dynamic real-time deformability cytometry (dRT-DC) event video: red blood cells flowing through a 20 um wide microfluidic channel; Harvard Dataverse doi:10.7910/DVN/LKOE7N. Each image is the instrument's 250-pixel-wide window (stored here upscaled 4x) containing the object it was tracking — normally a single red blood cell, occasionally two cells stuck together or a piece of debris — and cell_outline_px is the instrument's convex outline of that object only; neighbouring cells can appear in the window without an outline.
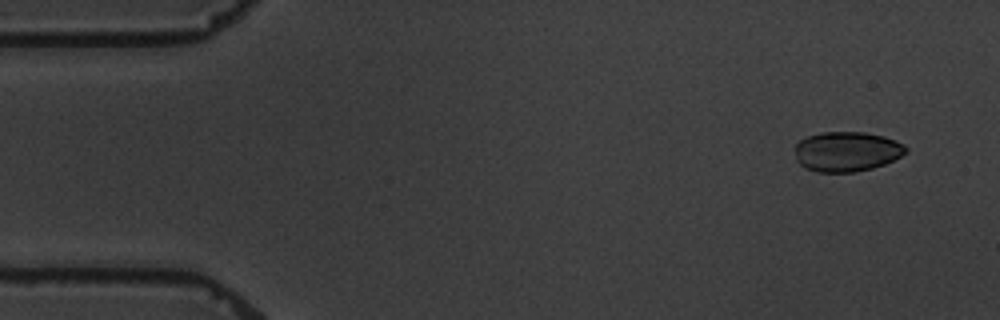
{"species": "common noctule bat (a hibernating species)", "species_latin": "Nyctalus noctula", "temperature_condition": "warm", "stored_images_in_passage": 10, "camera_frame_rate_fps": 3000, "um_per_image_px": 0.085, "animal": {"sex": "male", "body_mass_g": 19.5, "forearm_length_mm": 54.6}, "frame": {"image": 1, "passage_image": 1, "time_ms": 0.0, "image_size_px": [1000, 320], "cell_outline_px": [[908, 152], [884, 164], [872, 168], [856, 172], [816, 172], [804, 168], [796, 160], [796, 144], [800, 140], [808, 136], [824, 132], [864, 132], [884, 136], [896, 140], [904, 144], [908, 148]], "centroid_in_image_um": [71.99, 12.88], "position_along_channel_um": 13.0, "area_um2": 25.89}}
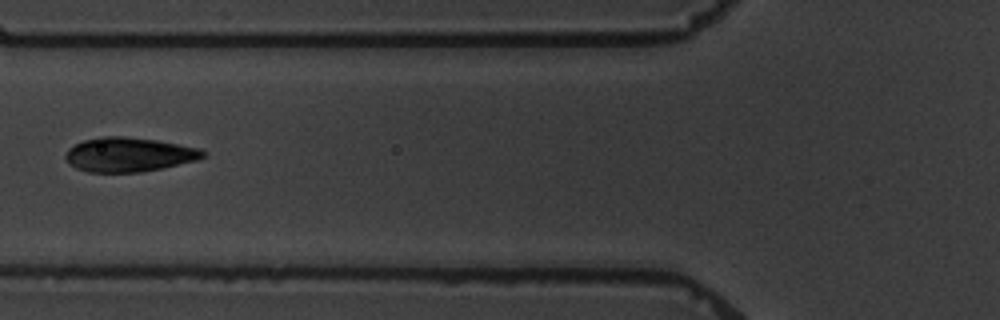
{"frame": {"image": 2, "passage_image": 6, "time_ms": 6.0, "image_size_px": [1000, 320], "cell_outline_px": [[208, 156], [196, 160], [160, 168], [140, 172], [88, 172], [76, 168], [68, 164], [64, 160], [64, 156], [68, 148], [84, 140], [100, 136], [124, 136], [156, 140], [200, 148]], "centroid_in_image_um": [10.91, 13.13], "position_along_channel_um": 114.9, "area_um2": 27.51}}
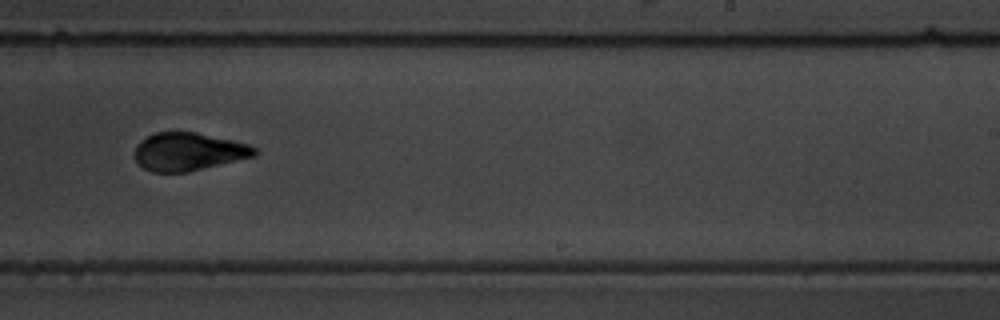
{"frame": {"image": 3, "passage_image": 10, "time_ms": 10.667, "image_size_px": [1000, 320], "cell_outline_px": [[256, 156], [188, 172], [152, 172], [144, 168], [132, 156], [132, 152], [136, 144], [140, 140], [156, 132], [196, 132], [252, 144], [256, 148]], "centroid_in_image_um": [16.01, 12.89], "position_along_channel_um": 273.0, "area_um2": 26.88}}